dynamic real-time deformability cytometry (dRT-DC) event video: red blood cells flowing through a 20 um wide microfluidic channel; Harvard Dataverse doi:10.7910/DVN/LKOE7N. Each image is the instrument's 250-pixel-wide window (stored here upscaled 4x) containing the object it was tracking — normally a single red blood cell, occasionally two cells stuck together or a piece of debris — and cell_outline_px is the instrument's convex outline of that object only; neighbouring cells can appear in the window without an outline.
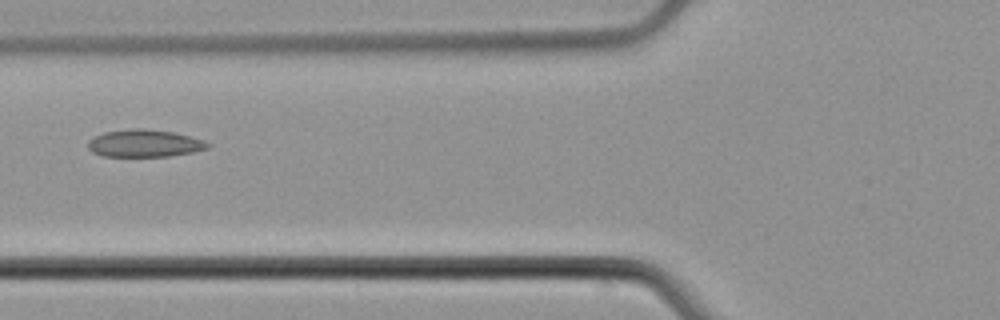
{"species": "common noctule bat (a hibernating species)", "species_latin": "Nyctalus noctula", "temperature_condition": "cold", "stored_images_in_passage": 6, "camera_frame_rate_fps": 3000, "um_per_image_px": 0.085, "animal": {"sex": "male", "body_mass_g": 21.5, "forearm_length_mm": 52.0}, "frame": {"image": 1, "passage_image": 6, "time_ms": 6.667, "image_size_px": [1000, 320], "cell_outline_px": [[212, 144], [208, 148], [192, 152], [168, 156], [104, 156], [92, 152], [88, 148], [88, 140], [104, 132], [132, 128], [144, 128], [172, 132], [204, 140]], "centroid_in_image_um": [12.28, 12.18], "position_along_channel_um": 113.5, "area_um2": 19.02}}